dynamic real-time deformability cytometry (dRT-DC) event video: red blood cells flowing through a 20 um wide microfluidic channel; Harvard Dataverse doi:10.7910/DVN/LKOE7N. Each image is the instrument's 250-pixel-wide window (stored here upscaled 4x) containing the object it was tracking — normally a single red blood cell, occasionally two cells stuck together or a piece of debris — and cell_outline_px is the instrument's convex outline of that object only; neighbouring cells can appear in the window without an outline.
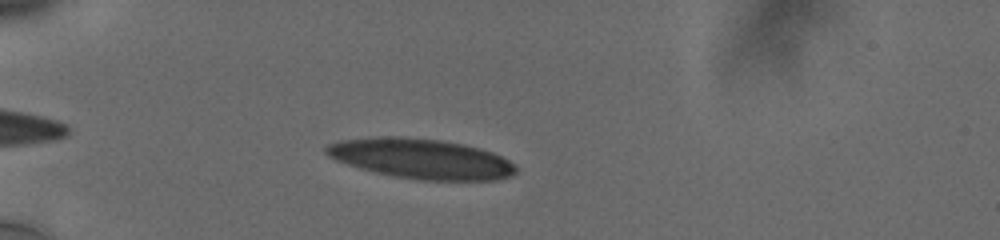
{"species": "human", "species_latin": "Homo sapiens", "temperature_condition": "cold", "stored_images_in_passage": 16, "camera_frame_rate_fps": 3000, "um_per_image_px": 0.085, "donor": {"sex": "male"}, "frame": {"image": 1, "passage_image": 4, "time_ms": 1.333, "image_size_px": [1000, 240], "cell_outline_px": [[516, 172], [512, 176], [500, 180], [416, 180], [392, 176], [372, 172], [336, 160], [328, 156], [324, 152], [324, 148], [328, 144], [344, 140], [440, 140], [460, 144], [492, 152], [508, 160], [516, 168]], "centroid_in_image_um": [35.87, 13.57], "position_along_channel_um": 49.1, "area_um2": 42.48}}
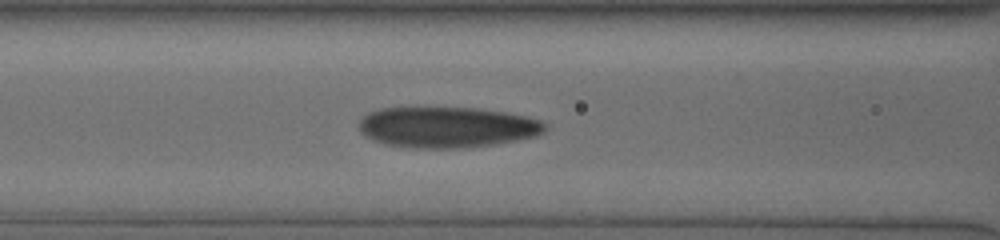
{"frame": {"image": 2, "passage_image": 12, "time_ms": 4.333, "image_size_px": [1000, 240], "cell_outline_px": [[548, 128], [544, 132], [536, 136], [516, 140], [468, 148], [404, 148], [384, 144], [364, 136], [360, 132], [360, 120], [364, 116], [372, 112], [384, 108], [476, 108], [504, 112], [524, 116], [540, 120]], "centroid_in_image_um": [37.99, 10.83], "position_along_channel_um": 128.6, "area_um2": 44.16}}
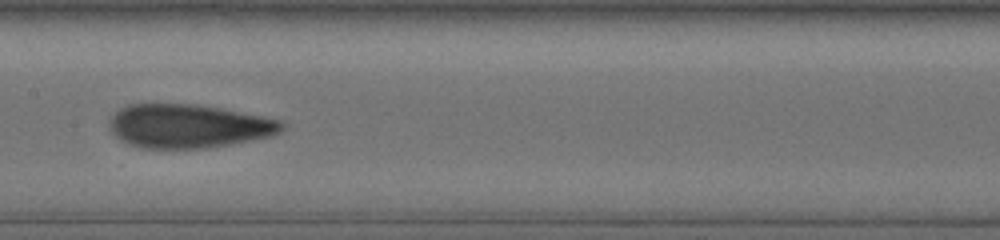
{"frame": {"image": 3, "passage_image": 15, "time_ms": 6.0, "image_size_px": [1000, 240], "cell_outline_px": [[284, 128], [280, 132], [272, 136], [232, 144], [208, 148], [140, 148], [128, 144], [120, 140], [112, 132], [112, 116], [120, 108], [128, 104], [192, 104], [220, 108], [280, 120], [284, 124]], "centroid_in_image_um": [16.04, 10.73], "position_along_channel_um": 191.4, "area_um2": 43.64}}